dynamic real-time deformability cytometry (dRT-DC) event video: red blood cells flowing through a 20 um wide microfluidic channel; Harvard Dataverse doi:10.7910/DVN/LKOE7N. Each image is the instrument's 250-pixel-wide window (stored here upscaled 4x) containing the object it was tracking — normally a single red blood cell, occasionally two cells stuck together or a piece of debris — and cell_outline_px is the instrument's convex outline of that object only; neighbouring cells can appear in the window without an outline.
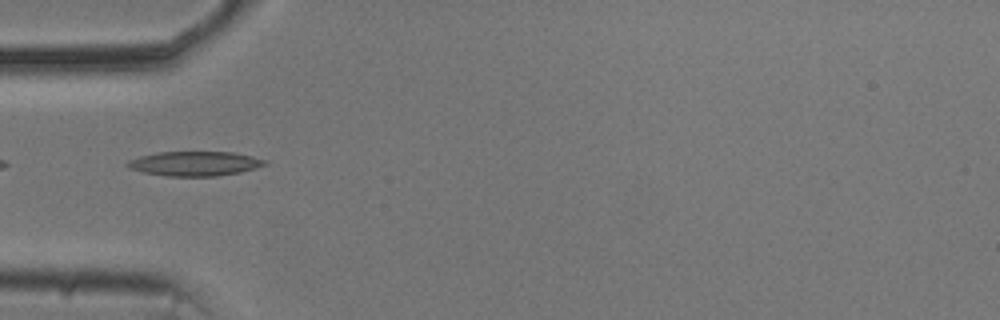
{"species": "common noctule bat (a hibernating species)", "species_latin": "Nyctalus noctula", "temperature_condition": "cold", "stored_images_in_passage": 38, "camera_frame_rate_fps": 3000, "um_per_image_px": 0.085, "animal": {"sex": "male", "body_mass_g": 20.5, "forearm_length_mm": 52.5}, "frame": {"image": 1, "passage_image": 1, "time_ms": 0.0, "image_size_px": [1000, 320], "cell_outline_px": [[268, 164], [240, 172], [216, 176], [168, 176], [144, 172], [128, 168], [124, 164], [128, 160], [140, 156], [160, 152], [232, 152], [252, 156], [268, 160]], "centroid_in_image_um": [16.55, 13.9], "position_along_channel_um": 68.4, "area_um2": 19.59}}
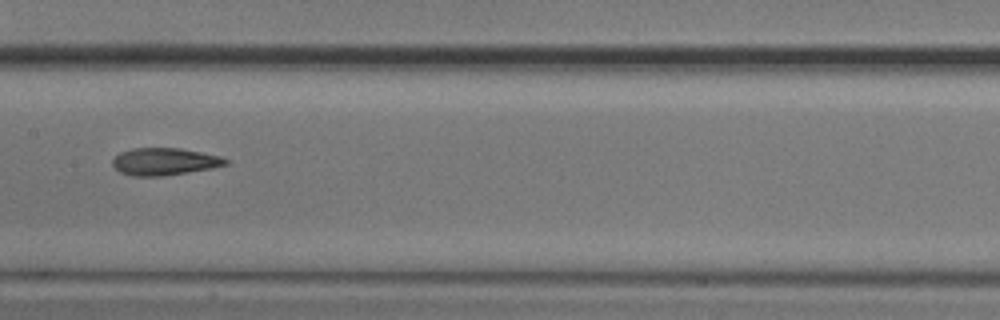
{"frame": {"image": 2, "passage_image": 11, "time_ms": 3.333, "image_size_px": [1000, 320], "cell_outline_px": [[232, 160], [228, 164], [212, 168], [164, 176], [132, 176], [120, 172], [112, 164], [112, 160], [120, 152], [132, 148], [180, 148], [220, 156]], "centroid_in_image_um": [14.0, 13.73], "position_along_channel_um": 193.4, "area_um2": 18.03}}
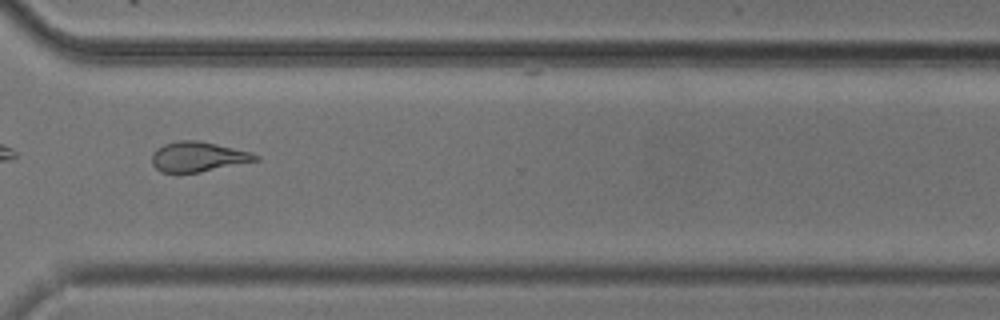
{"frame": {"image": 3, "passage_image": 24, "time_ms": 7.667, "image_size_px": [1000, 320], "cell_outline_px": [[260, 160], [200, 172], [160, 172], [152, 164], [152, 152], [156, 148], [164, 144], [176, 140], [200, 140], [252, 152], [260, 156]], "centroid_in_image_um": [16.84, 13.31], "position_along_channel_um": 353.8, "area_um2": 18.26}, "authors_computed_cell_mechanics": {"area_um2": 18.496, "velocity_mm_per_s": 3.7083, "shape_relaxation_time_tau1_ms": 3.0874, "shape_relaxation_time_tau2_ms": 3.1383, "deformation_change_tau1": 0.118, "deformation_change_tau2": 0.1243}}